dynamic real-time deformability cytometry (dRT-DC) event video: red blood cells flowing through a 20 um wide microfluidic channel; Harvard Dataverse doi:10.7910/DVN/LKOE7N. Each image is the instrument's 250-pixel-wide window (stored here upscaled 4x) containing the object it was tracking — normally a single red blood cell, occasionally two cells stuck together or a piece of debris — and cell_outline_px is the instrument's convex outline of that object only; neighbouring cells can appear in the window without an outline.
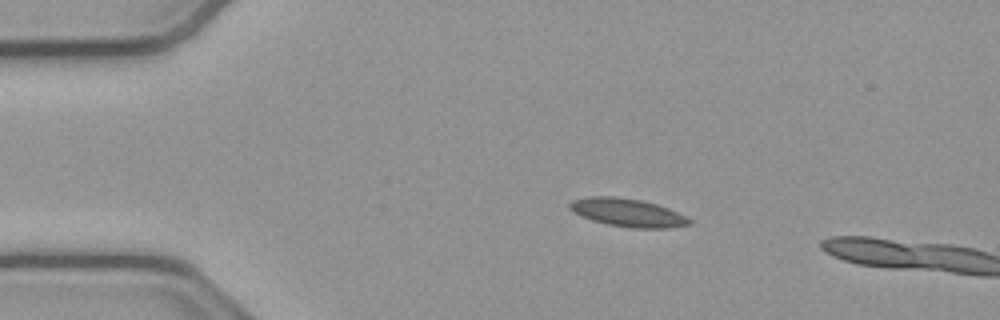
{"species": "common noctule bat (a hibernating species)", "species_latin": "Nyctalus noctula", "temperature_condition": "cold", "stored_images_in_passage": 3, "camera_frame_rate_fps": 3000, "um_per_image_px": 0.085, "animal": {"sex": "male", "body_mass_g": 23.1, "forearm_length_mm": 52.7}, "frame": {"image": 1, "passage_image": 1, "time_ms": 0.0, "image_size_px": [1000, 320], "cell_outline_px": [[692, 224], [668, 228], [632, 228], [608, 224], [592, 220], [580, 216], [568, 208], [568, 204], [572, 200], [588, 196], [616, 196], [640, 200], [656, 204], [668, 208], [692, 220]], "centroid_in_image_um": [53.31, 18.07], "position_along_channel_um": 31.7, "area_um2": 19.59}}